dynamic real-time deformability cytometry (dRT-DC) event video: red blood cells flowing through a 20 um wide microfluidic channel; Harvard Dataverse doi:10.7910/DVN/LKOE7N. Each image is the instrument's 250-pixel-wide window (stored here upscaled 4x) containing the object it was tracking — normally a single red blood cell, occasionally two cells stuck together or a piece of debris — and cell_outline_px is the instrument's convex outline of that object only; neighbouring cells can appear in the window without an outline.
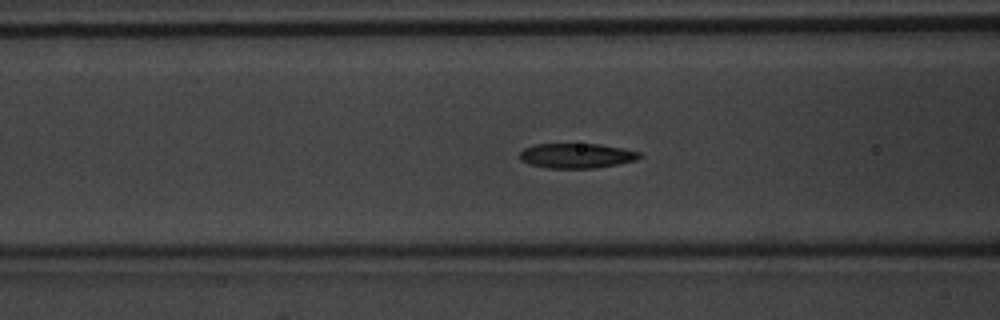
{"species": "common noctule bat (a hibernating species)", "species_latin": "Nyctalus noctula", "temperature_condition": "warm", "stored_images_in_passage": 49, "camera_frame_rate_fps": 3000, "um_per_image_px": 0.085, "animal": {"sex": "male", "body_mass_g": 20.1, "forearm_length_mm": 53.5}, "frame": {"image": 1, "passage_image": 19, "time_ms": 6.0, "image_size_px": [1000, 320], "cell_outline_px": [[644, 156], [636, 160], [596, 168], [544, 168], [528, 164], [520, 160], [520, 152], [524, 148], [536, 144], [600, 144], [624, 148], [640, 152]], "centroid_in_image_um": [49.01, 13.24], "position_along_channel_um": 117.6, "area_um2": 17.51}}
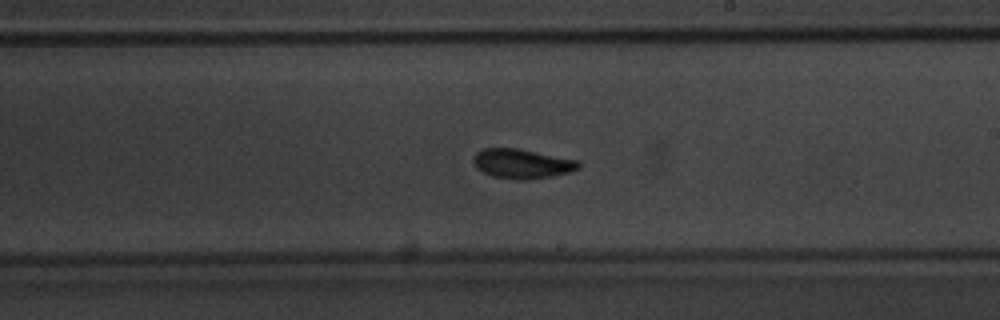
{"frame": {"image": 2, "passage_image": 28, "time_ms": 9.0, "image_size_px": [1000, 320], "cell_outline_px": [[580, 168], [572, 172], [552, 176], [528, 180], [516, 180], [492, 176], [476, 168], [472, 164], [472, 156], [476, 152], [484, 148], [516, 148], [580, 160]], "centroid_in_image_um": [44.37, 13.92], "position_along_channel_um": 244.6, "area_um2": 18.44}}
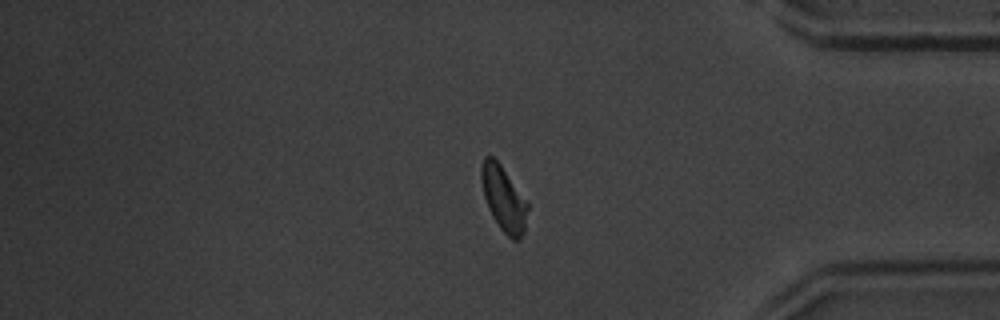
{"frame": {"image": 3, "passage_image": 40, "time_ms": 13.0, "image_size_px": [1000, 320], "cell_outline_px": [[528, 208], [524, 232], [520, 240], [512, 240], [500, 228], [492, 216], [488, 208], [484, 196], [480, 180], [480, 168], [484, 156], [492, 156], [500, 164], [528, 204]], "centroid_in_image_um": [42.78, 16.89], "position_along_channel_um": 392.4, "area_um2": 17.4}, "authors_computed_cell_mechanics": {"area_um2": 17.3978, "velocity_mm_per_s": 4.2368, "shape_relaxation_time_tau1_ms": 2.4784, "shape_relaxation_time_tau2_ms": 2.8026, "deformation_change_tau1": 0.1184, "deformation_change_tau2": 0.0486}}